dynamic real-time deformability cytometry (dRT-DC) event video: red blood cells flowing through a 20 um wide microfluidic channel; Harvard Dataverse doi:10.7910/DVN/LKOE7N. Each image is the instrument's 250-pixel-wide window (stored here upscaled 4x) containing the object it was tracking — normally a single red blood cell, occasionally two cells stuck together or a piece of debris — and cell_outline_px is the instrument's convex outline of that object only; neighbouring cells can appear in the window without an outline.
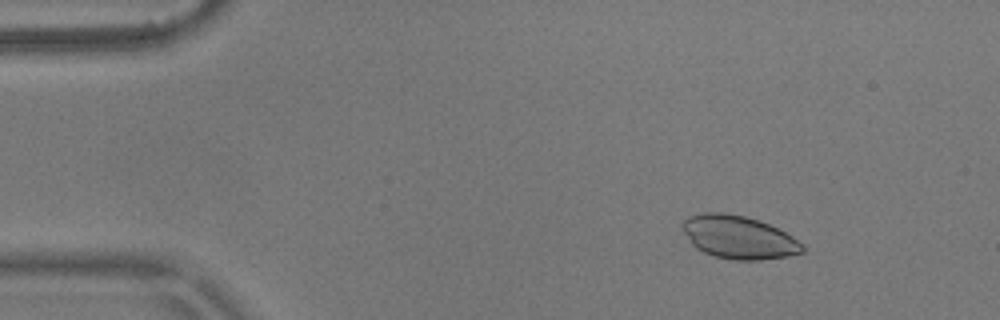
{"species": "common noctule bat (a hibernating species)", "species_latin": "Nyctalus noctula", "temperature_condition": "warm", "stored_images_in_passage": 5, "camera_frame_rate_fps": 3000, "um_per_image_px": 0.085, "animal": {"sex": "male", "body_mass_g": 17.9}, "frame": {"image": 1, "passage_image": 2, "time_ms": 0.333, "image_size_px": [1000, 320], "cell_outline_px": [[804, 252], [788, 256], [760, 260], [732, 260], [716, 256], [704, 252], [696, 248], [692, 244], [684, 232], [680, 224], [688, 216], [704, 212], [724, 212], [744, 216], [760, 220], [792, 236], [804, 244]], "centroid_in_image_um": [62.78, 20.16], "position_along_channel_um": 22.2, "area_um2": 30.17}}